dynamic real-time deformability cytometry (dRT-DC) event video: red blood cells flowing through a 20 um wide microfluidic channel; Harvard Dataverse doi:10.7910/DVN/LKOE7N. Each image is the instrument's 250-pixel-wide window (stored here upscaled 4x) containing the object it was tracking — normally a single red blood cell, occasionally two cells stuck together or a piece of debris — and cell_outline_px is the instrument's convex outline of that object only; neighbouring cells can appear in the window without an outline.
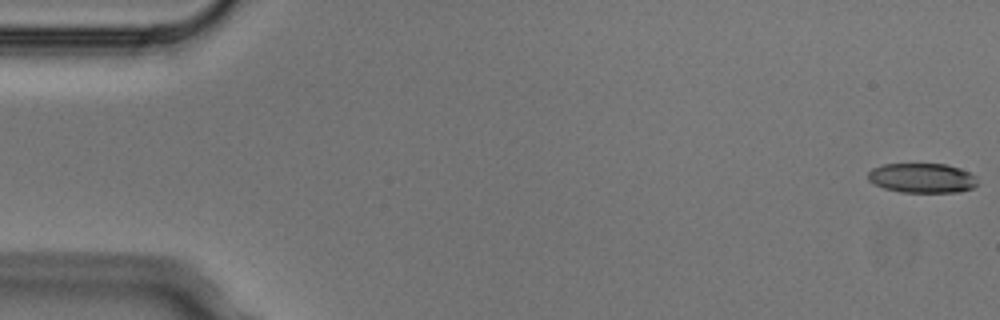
{"species": "Egyptian fruit bat (a non-hibernating species)", "species_latin": "Rousettus aegyptiacus", "temperature_condition": "cold", "stored_images_in_passage": 6, "camera_frame_rate_fps": 3000, "um_per_image_px": 0.085, "animal": {"sex": "male"}, "frame": {"image": 1, "passage_image": 1, "time_ms": 0.0, "image_size_px": [1000, 320], "cell_outline_px": [[976, 184], [972, 188], [960, 192], [900, 192], [884, 188], [868, 180], [868, 172], [872, 168], [884, 164], [948, 164], [960, 168], [976, 176]], "centroid_in_image_um": [78.38, 15.13], "position_along_channel_um": 6.6, "area_um2": 18.9}}